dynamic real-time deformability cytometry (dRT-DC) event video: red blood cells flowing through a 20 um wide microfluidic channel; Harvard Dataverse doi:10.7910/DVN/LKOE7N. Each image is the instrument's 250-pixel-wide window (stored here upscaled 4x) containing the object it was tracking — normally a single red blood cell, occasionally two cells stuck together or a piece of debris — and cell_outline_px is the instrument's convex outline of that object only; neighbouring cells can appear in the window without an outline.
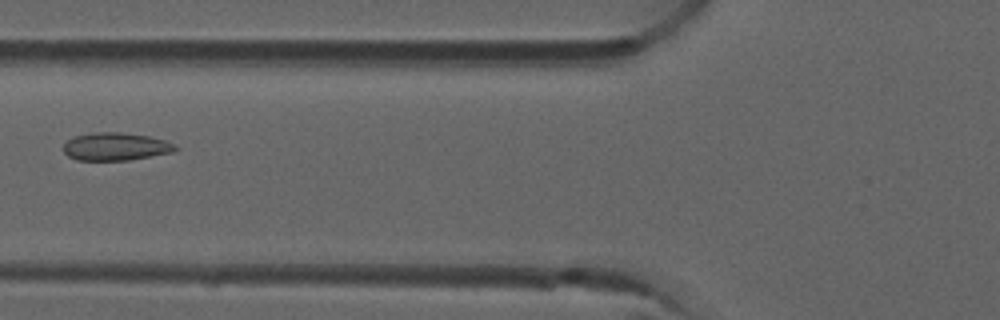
{"species": "common noctule bat (a hibernating species)", "species_latin": "Nyctalus noctula", "temperature_condition": "room temperature", "stored_images_in_passage": 2, "camera_frame_rate_fps": 3000, "um_per_image_px": 0.085, "animal": {"sex": "male", "forearm_length_mm": 52.5}, "frame": {"image": 1, "passage_image": 2, "time_ms": 0.333, "image_size_px": [1000, 320], "cell_outline_px": [[180, 148], [172, 152], [128, 160], [76, 160], [68, 156], [64, 152], [64, 144], [72, 136], [92, 132], [120, 132], [148, 136], [164, 140]], "centroid_in_image_um": [9.79, 12.45], "position_along_channel_um": 116.0, "area_um2": 18.09}}